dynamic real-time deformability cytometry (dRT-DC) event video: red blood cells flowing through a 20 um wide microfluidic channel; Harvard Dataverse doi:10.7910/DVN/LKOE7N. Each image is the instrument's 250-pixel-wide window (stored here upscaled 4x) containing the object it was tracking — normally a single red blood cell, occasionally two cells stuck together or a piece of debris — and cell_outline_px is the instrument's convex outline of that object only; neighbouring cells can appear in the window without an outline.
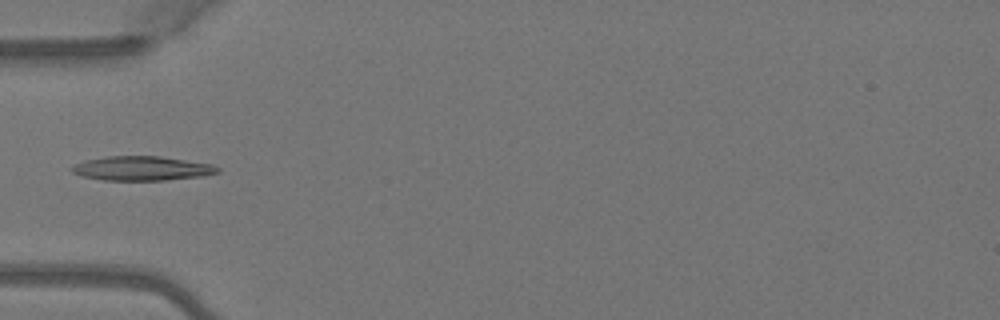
{"species": "Egyptian fruit bat (a non-hibernating species)", "species_latin": "Rousettus aegyptiacus", "temperature_condition": "warm", "stored_images_in_passage": 5, "camera_frame_rate_fps": 3000, "um_per_image_px": 0.085, "animal": {"sex": "female"}, "frame": {"image": 1, "passage_image": 4, "time_ms": 1.0, "image_size_px": [1000, 320], "cell_outline_px": [[220, 172], [204, 176], [164, 180], [104, 180], [80, 176], [72, 172], [72, 168], [76, 164], [88, 160], [108, 156], [160, 156], [212, 164], [220, 168]], "centroid_in_image_um": [12.11, 14.32], "position_along_channel_um": 72.9, "area_um2": 20.52}}
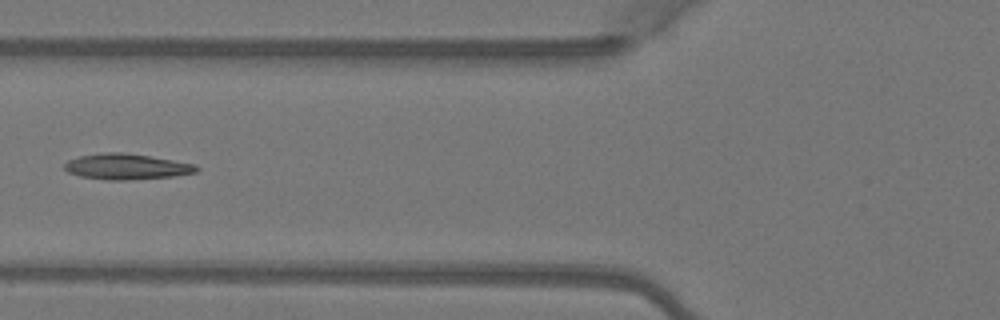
{"frame": {"image": 2, "passage_image": 5, "time_ms": 1.333, "image_size_px": [1000, 320], "cell_outline_px": [[200, 168], [196, 172], [172, 176], [132, 180], [108, 180], [80, 176], [68, 172], [64, 168], [64, 164], [68, 160], [80, 156], [104, 152], [124, 152], [196, 164]], "centroid_in_image_um": [10.75, 14.16], "position_along_channel_um": 115.1, "area_um2": 19.71}}